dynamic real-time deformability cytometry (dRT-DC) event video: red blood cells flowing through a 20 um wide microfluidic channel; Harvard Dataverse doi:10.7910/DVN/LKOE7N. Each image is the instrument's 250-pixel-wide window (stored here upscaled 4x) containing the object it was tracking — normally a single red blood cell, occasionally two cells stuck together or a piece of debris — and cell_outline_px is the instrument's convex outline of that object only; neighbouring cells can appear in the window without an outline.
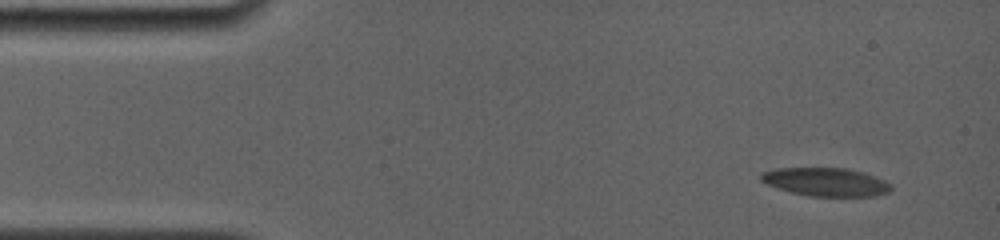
{"species": "common noctule bat (a hibernating species)", "species_latin": "Nyctalus noctula", "temperature_condition": "room temperature", "stored_images_in_passage": 4, "camera_frame_rate_fps": 4000, "um_per_image_px": 0.085, "animal": {"sex": "female", "body_mass_g": 19.0, "forearm_length_mm": 56.7}, "frame": {"image": 1, "passage_image": 1, "time_ms": 0.0, "image_size_px": [1000, 240], "cell_outline_px": [[892, 188], [888, 192], [876, 196], [808, 196], [776, 188], [760, 180], [760, 172], [776, 168], [848, 168], [864, 172], [884, 180], [892, 184]], "centroid_in_image_um": [70.19, 15.46], "position_along_channel_um": 14.8, "area_um2": 21.62}}
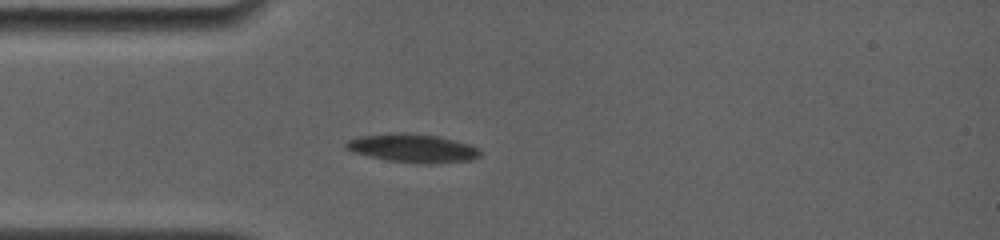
{"frame": {"image": 2, "passage_image": 4, "time_ms": 3.5, "image_size_px": [1000, 240], "cell_outline_px": [[480, 156], [472, 160], [388, 160], [356, 152], [348, 148], [344, 144], [348, 140], [360, 136], [396, 132], [408, 132], [436, 136], [468, 144], [480, 148]], "centroid_in_image_um": [35.04, 12.52], "position_along_channel_um": 50.0, "area_um2": 20.69}}